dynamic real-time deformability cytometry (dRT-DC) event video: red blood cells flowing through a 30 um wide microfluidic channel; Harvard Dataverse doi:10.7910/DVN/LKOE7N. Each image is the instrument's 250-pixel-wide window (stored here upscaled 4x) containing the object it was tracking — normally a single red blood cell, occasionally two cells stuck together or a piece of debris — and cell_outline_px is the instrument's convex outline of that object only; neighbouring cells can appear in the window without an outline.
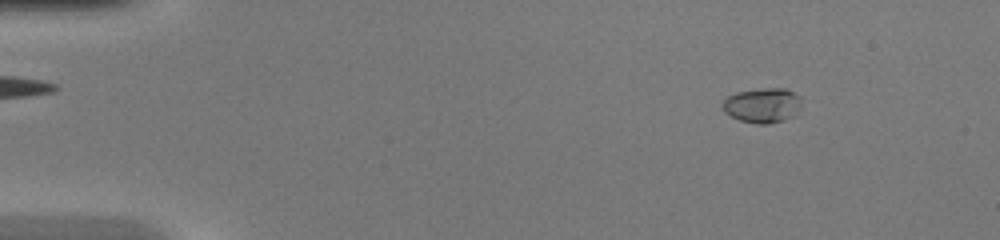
{"species": "common noctule bat (a hibernating species)", "species_latin": "Nyctalus noctula", "temperature_condition": "warm", "stored_images_in_passage": 48, "camera_frame_rate_fps": 3000, "um_per_image_px": 0.085, "animal": {"sex": "female", "body_mass_g": 20.0, "forearm_length_mm": 54.0}, "frame": {"image": 1, "passage_image": 6, "time_ms": 1.667, "image_size_px": [1000, 240], "cell_outline_px": [[800, 108], [796, 116], [784, 120], [768, 124], [756, 124], [740, 120], [724, 112], [720, 108], [720, 104], [728, 96], [736, 92], [760, 88], [784, 88], [800, 96]], "centroid_in_image_um": [64.79, 8.96], "position_along_channel_um": 20.2, "area_um2": 16.3}}
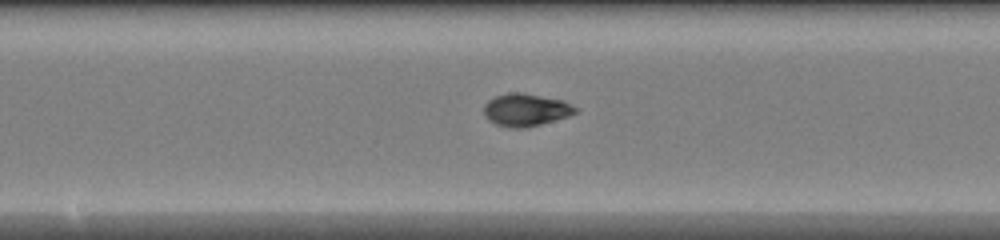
{"frame": {"image": 2, "passage_image": 26, "time_ms": 8.333, "image_size_px": [1000, 240], "cell_outline_px": [[580, 108], [576, 112], [568, 116], [540, 124], [524, 128], [512, 128], [496, 124], [488, 120], [484, 116], [484, 104], [488, 100], [496, 96], [512, 92], [520, 92], [564, 100]], "centroid_in_image_um": [44.7, 9.33], "position_along_channel_um": 203.5, "area_um2": 17.4}}
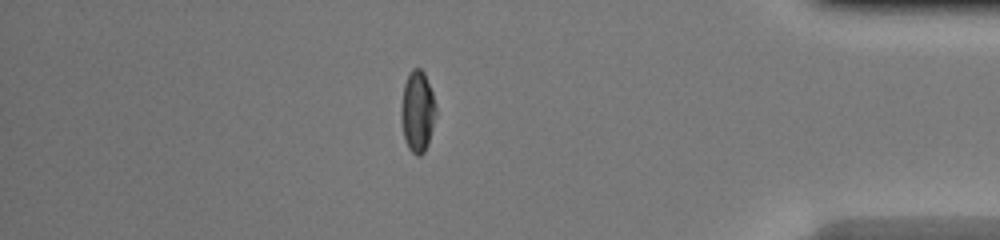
{"frame": {"image": 3, "passage_image": 42, "time_ms": 13.667, "image_size_px": [1000, 240], "cell_outline_px": [[436, 112], [428, 144], [424, 152], [420, 156], [416, 156], [408, 148], [404, 140], [400, 120], [400, 108], [404, 84], [412, 68], [420, 68], [424, 72], [432, 92], [436, 108]], "centroid_in_image_um": [35.46, 9.5], "position_along_channel_um": 399.7, "area_um2": 16.59}, "authors_computed_cell_mechanics": {"area_um2": 16.2418, "velocity_mm_per_s": 4.3046, "shape_relaxation_time_tau1_ms": 8.6819, "shape_relaxation_time_tau2_ms": 1.0156, "deformation_change_tau1": 0.2935, "deformation_change_tau2": 0.0473}}